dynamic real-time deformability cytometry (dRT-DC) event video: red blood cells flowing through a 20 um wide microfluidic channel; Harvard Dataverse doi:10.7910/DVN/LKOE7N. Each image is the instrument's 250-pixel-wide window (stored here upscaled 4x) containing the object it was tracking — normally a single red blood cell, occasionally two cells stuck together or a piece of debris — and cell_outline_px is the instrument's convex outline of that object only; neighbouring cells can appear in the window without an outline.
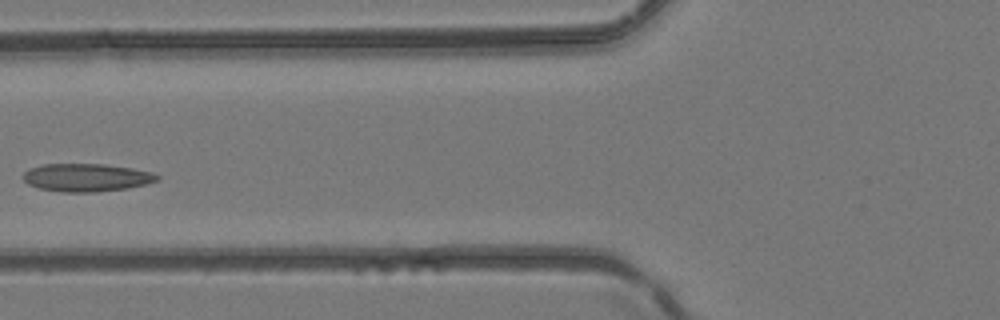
{"species": "common noctule bat (a hibernating species)", "species_latin": "Nyctalus noctula", "temperature_condition": "room temperature", "stored_images_in_passage": 4, "camera_frame_rate_fps": 3000, "um_per_image_px": 0.085, "animal": {"sex": "female", "body_mass_g": 24.6, "forearm_length_mm": 56.2}, "frame": {"image": 1, "passage_image": 4, "time_ms": 1.0, "image_size_px": [1000, 320], "cell_outline_px": [[160, 180], [128, 188], [96, 192], [64, 192], [40, 188], [28, 184], [20, 176], [28, 168], [44, 164], [104, 164], [132, 168], [152, 172], [160, 176]], "centroid_in_image_um": [7.34, 15.08], "position_along_channel_um": 118.5, "area_um2": 21.91}}